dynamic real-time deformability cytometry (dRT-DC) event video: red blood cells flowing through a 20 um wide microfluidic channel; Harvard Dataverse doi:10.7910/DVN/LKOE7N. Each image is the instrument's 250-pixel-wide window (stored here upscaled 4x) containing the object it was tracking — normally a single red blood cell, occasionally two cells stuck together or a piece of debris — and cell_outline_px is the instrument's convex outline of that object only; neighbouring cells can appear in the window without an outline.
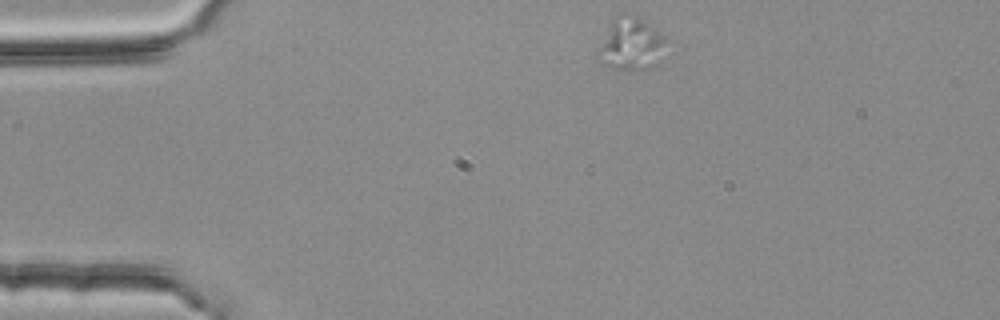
{"species": "common noctule bat (a hibernating species)", "species_latin": "Nyctalus noctula", "temperature_condition": "room temperature", "stored_images_in_passage": 46, "camera_frame_rate_fps": 3000, "um_per_image_px": 0.085, "animal": {"sex": "female", "body_mass_g": 25.1}, "frame": {"image": 1, "passage_image": 1, "time_ms": 0.0, "image_size_px": [1000, 320], "cell_outline_px": [[664, 40], [660, 64], [636, 72], [628, 72], [612, 68], [600, 64], [596, 56], [596, 52], [608, 24], [620, 12], [628, 12], [640, 16], [660, 32], [664, 36]], "centroid_in_image_um": [53.58, 3.76], "position_along_channel_um": 31.4, "area_um2": 21.79}}